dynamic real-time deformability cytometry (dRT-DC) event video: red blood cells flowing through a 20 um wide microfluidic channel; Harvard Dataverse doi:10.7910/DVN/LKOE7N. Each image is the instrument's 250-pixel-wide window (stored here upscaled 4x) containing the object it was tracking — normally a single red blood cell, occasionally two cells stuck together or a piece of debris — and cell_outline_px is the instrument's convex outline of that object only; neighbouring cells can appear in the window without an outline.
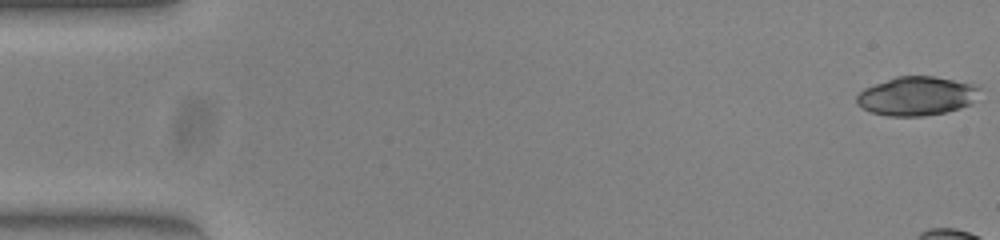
{"species": "common noctule bat (a hibernating species)", "species_latin": "Nyctalus noctula", "temperature_condition": "warm", "stored_images_in_passage": 10, "camera_frame_rate_fps": 3000, "um_per_image_px": 0.085, "animal": {"sex": "female", "body_mass_g": 23.0, "forearm_length_mm": 53.4}, "frame": {"image": 1, "passage_image": 1, "time_ms": 0.0, "image_size_px": [1000, 240], "cell_outline_px": [[980, 88], [972, 104], [960, 108], [944, 112], [924, 116], [888, 116], [872, 112], [856, 104], [856, 96], [864, 88], [896, 76], [932, 76], [972, 84]], "centroid_in_image_um": [77.89, 8.17], "position_along_channel_um": 7.1, "area_um2": 27.63}}